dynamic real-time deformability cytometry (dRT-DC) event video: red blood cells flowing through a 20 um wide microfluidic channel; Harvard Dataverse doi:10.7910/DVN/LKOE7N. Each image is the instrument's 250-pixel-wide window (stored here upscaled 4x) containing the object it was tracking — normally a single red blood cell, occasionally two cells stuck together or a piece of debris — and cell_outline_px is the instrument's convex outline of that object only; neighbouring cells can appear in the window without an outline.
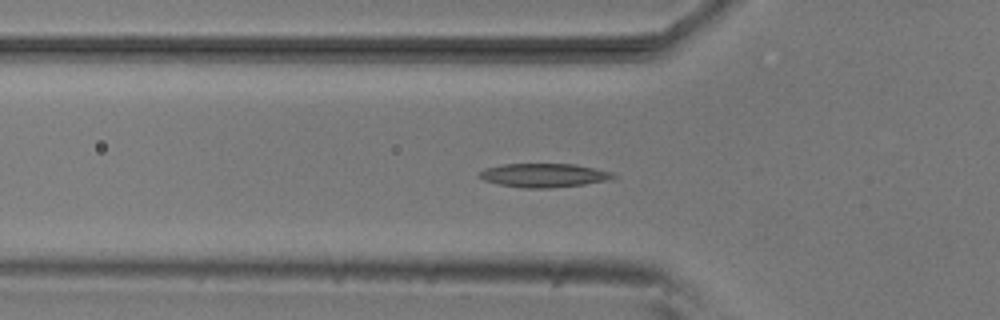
{"species": "common noctule bat (a hibernating species)", "species_latin": "Nyctalus noctula", "temperature_condition": "room temperature", "stored_images_in_passage": 54, "camera_frame_rate_fps": 3000, "um_per_image_px": 0.085, "animal": {"sex": "male", "body_mass_g": 20.5, "forearm_length_mm": 52.5}, "frame": {"image": 1, "passage_image": 18, "time_ms": 5.667, "image_size_px": [1000, 320], "cell_outline_px": [[616, 176], [604, 180], [584, 184], [552, 188], [524, 188], [500, 184], [484, 180], [476, 176], [484, 168], [504, 164], [576, 164], [612, 172]], "centroid_in_image_um": [46.18, 14.89], "position_along_channel_um": 79.6, "area_um2": 18.38}}
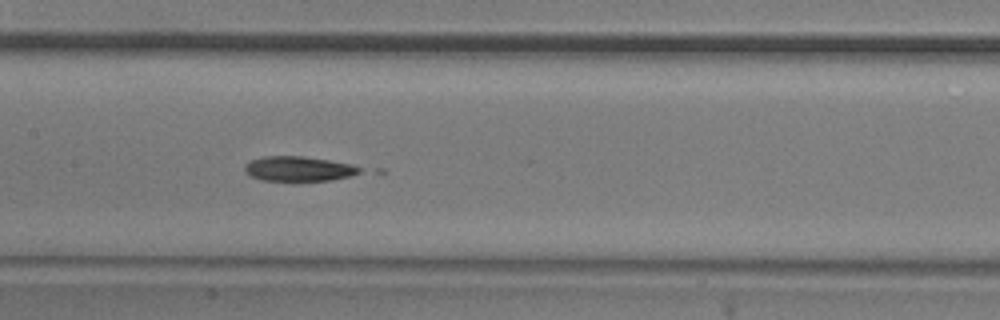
{"frame": {"image": 2, "passage_image": 26, "time_ms": 8.333, "image_size_px": [1000, 320], "cell_outline_px": [[360, 172], [348, 176], [332, 180], [264, 180], [252, 176], [244, 172], [244, 164], [252, 160], [264, 156], [304, 156], [352, 164], [360, 168]], "centroid_in_image_um": [25.35, 14.33], "position_along_channel_um": 182.1, "area_um2": 16.36}}
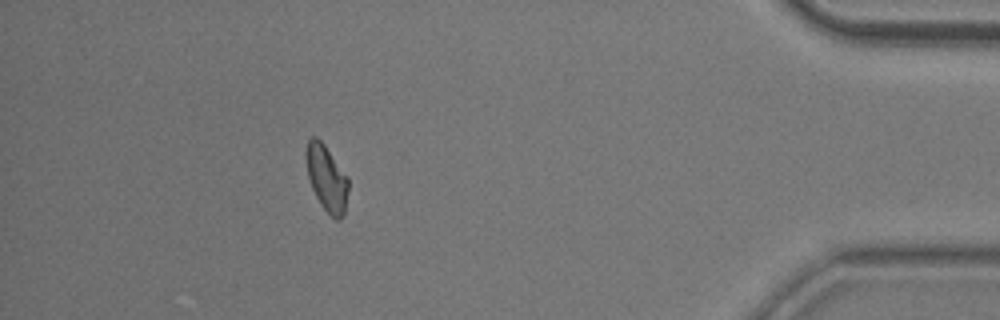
{"frame": {"image": 3, "passage_image": 48, "time_ms": 15.667, "image_size_px": [1000, 320], "cell_outline_px": [[348, 188], [344, 216], [340, 220], [336, 220], [320, 204], [312, 188], [308, 176], [304, 156], [308, 140], [312, 136], [316, 136], [324, 144], [348, 176]], "centroid_in_image_um": [27.76, 15.13], "position_along_channel_um": 407.4, "area_um2": 16.36}}